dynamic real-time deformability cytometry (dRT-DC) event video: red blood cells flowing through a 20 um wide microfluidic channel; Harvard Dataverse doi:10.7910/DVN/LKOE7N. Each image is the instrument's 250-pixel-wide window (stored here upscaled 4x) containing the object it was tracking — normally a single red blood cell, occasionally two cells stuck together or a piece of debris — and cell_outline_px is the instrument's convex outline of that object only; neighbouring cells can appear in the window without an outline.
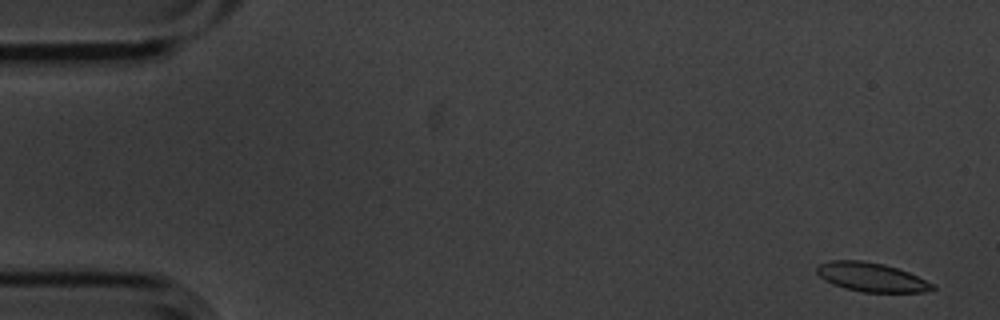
{"species": "common noctule bat (a hibernating species)", "species_latin": "Nyctalus noctula", "temperature_condition": "cold", "stored_images_in_passage": 4, "camera_frame_rate_fps": 3000, "um_per_image_px": 0.085, "animal": {"sex": "male", "body_mass_g": 20.1, "forearm_length_mm": 53.5}, "frame": {"image": 1, "passage_image": 1, "time_ms": 0.0, "image_size_px": [1000, 320], "cell_outline_px": [[936, 288], [924, 292], [864, 292], [844, 288], [824, 280], [816, 272], [816, 268], [820, 264], [832, 260], [860, 260], [884, 264], [908, 272], [936, 284]], "centroid_in_image_um": [74.09, 23.56], "position_along_channel_um": 10.9, "area_um2": 19.48}}